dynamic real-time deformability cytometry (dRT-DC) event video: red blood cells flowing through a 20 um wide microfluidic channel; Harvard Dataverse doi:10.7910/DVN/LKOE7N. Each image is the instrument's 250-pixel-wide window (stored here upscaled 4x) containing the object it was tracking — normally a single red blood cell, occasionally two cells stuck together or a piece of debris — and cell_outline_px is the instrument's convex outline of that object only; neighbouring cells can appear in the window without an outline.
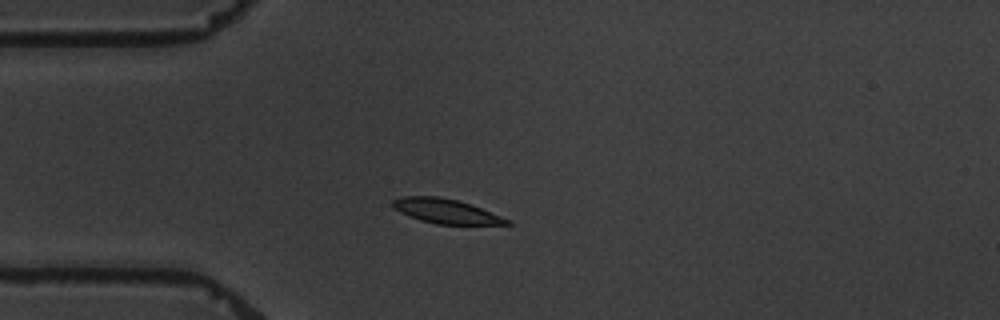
{"species": "common noctule bat (a hibernating species)", "species_latin": "Nyctalus noctula", "temperature_condition": "warm", "stored_images_in_passage": 5, "camera_frame_rate_fps": 3000, "um_per_image_px": 0.085, "animal": {"sex": "male", "body_mass_g": 19.5, "forearm_length_mm": 54.6}, "frame": {"image": 1, "passage_image": 3, "time_ms": 2.333, "image_size_px": [1000, 320], "cell_outline_px": [[516, 224], [436, 224], [420, 220], [408, 216], [392, 208], [392, 200], [404, 196], [436, 196], [456, 200], [480, 208], [512, 220]], "centroid_in_image_um": [37.89, 17.96], "position_along_channel_um": 47.1, "area_um2": 16.18}}
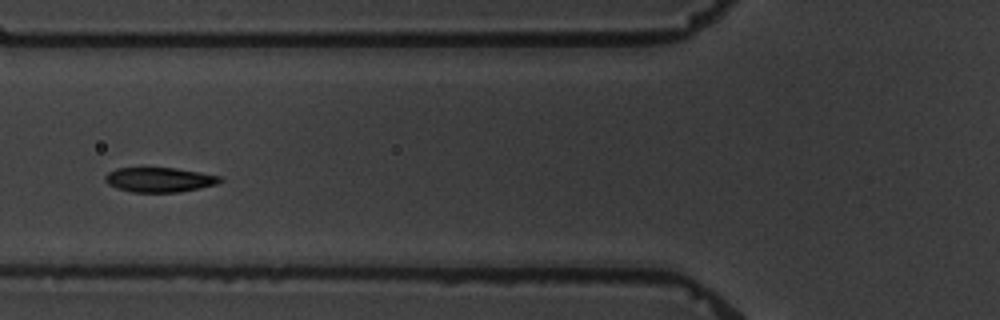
{"frame": {"image": 2, "passage_image": 5, "time_ms": 4.667, "image_size_px": [1000, 320], "cell_outline_px": [[224, 180], [216, 184], [180, 192], [132, 192], [116, 188], [108, 184], [104, 180], [104, 176], [108, 172], [116, 168], [176, 168], [200, 172], [220, 176]], "centroid_in_image_um": [13.53, 15.27], "position_along_channel_um": 112.3, "area_um2": 16.53}}